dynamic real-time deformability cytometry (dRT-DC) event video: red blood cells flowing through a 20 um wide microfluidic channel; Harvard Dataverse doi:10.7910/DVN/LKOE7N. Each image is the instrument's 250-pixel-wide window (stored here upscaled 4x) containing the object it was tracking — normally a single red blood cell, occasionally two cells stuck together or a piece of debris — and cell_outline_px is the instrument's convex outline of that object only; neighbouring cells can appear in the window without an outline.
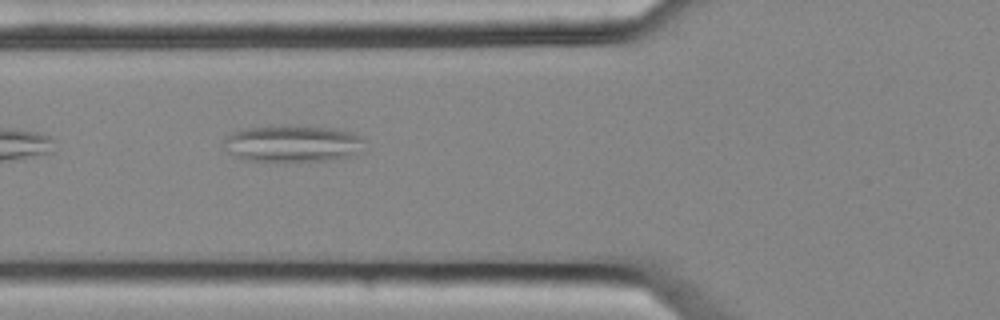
{"species": "common noctule bat (a hibernating species)", "species_latin": "Nyctalus noctula", "temperature_condition": "cold", "stored_images_in_passage": 5, "camera_frame_rate_fps": 3000, "um_per_image_px": 0.085, "animal": {"sex": "female", "body_mass_g": 25.1}, "frame": {"image": 1, "passage_image": 4, "time_ms": 1.0, "image_size_px": [1000, 320], "cell_outline_px": [[364, 152], [352, 156], [328, 160], [244, 160], [228, 152], [224, 148], [224, 140], [232, 132], [244, 128], [268, 124], [288, 124], [336, 128], [352, 132], [360, 136], [364, 140]], "centroid_in_image_um": [24.91, 12.16], "position_along_channel_um": 100.9, "area_um2": 30.87}}